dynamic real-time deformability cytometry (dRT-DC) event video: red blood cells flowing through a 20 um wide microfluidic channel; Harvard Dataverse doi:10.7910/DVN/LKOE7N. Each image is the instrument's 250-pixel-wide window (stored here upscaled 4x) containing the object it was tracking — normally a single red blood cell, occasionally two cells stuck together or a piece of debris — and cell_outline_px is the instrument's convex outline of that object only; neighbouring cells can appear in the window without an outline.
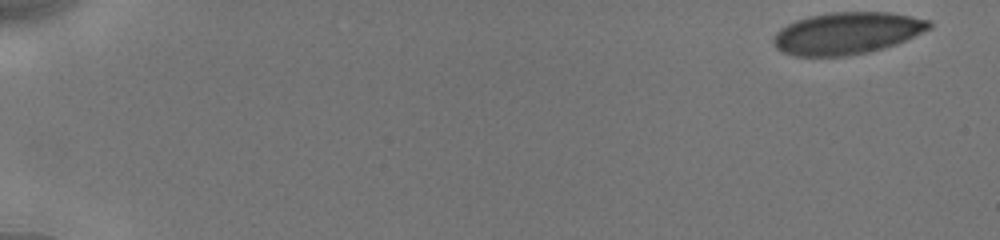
{"species": "human", "species_latin": "Homo sapiens", "temperature_condition": "cold", "stored_images_in_passage": 9, "camera_frame_rate_fps": 3000, "um_per_image_px": 0.085, "donor": {"sex": "male"}, "frame": {"image": 1, "passage_image": 1, "time_ms": 0.0, "image_size_px": [1000, 240], "cell_outline_px": [[932, 28], [896, 44], [884, 48], [868, 52], [844, 56], [796, 56], [784, 52], [776, 48], [772, 44], [772, 40], [776, 32], [780, 28], [796, 20], [808, 16], [832, 12], [888, 12], [928, 20], [932, 24]], "centroid_in_image_um": [71.97, 2.82], "position_along_channel_um": 13.0, "area_um2": 38.03}}